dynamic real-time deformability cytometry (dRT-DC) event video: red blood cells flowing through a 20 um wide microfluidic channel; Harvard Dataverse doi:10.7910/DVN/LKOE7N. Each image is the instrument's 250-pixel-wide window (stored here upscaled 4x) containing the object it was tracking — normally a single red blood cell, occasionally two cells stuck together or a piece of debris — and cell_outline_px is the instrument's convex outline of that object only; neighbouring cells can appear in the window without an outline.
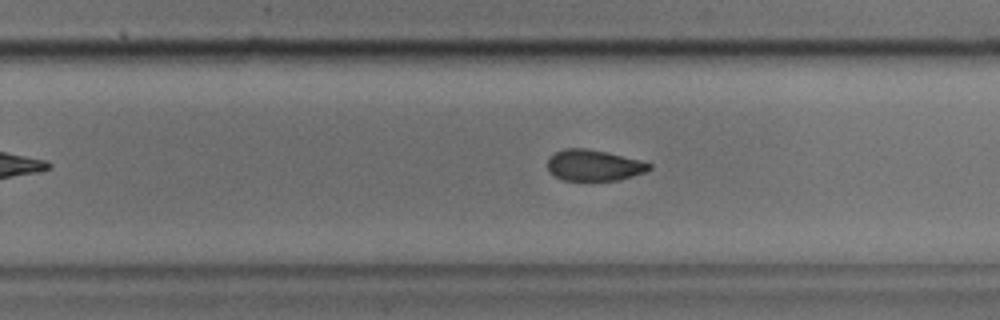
{"species": "common noctule bat (a hibernating species)", "species_latin": "Nyctalus noctula", "temperature_condition": "cold", "stored_images_in_passage": 33, "camera_frame_rate_fps": 3000, "um_per_image_px": 0.085, "animal": {"sex": "male", "body_mass_g": 17.9, "forearm_length_mm": 54.2}, "frame": {"image": 1, "passage_image": 24, "time_ms": 7.667, "image_size_px": [1000, 320], "cell_outline_px": [[652, 168], [644, 172], [620, 180], [564, 180], [556, 176], [548, 168], [548, 156], [564, 148], [588, 148], [608, 152], [640, 160], [652, 164]], "centroid_in_image_um": [50.49, 14.03], "position_along_channel_um": 279.3, "area_um2": 18.38}}